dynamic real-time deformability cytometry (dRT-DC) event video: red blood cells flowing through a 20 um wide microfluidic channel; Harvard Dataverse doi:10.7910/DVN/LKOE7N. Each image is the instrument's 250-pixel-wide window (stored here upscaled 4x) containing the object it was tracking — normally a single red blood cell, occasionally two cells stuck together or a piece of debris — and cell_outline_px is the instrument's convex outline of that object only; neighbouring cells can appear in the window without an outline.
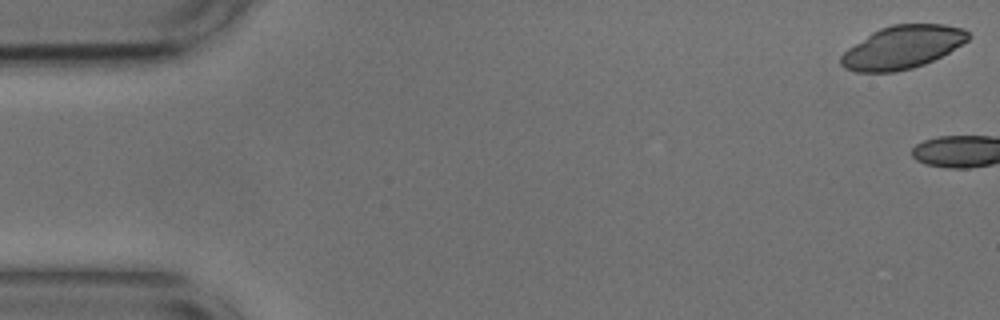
{"species": "common noctule bat (a hibernating species)", "species_latin": "Nyctalus noctula", "temperature_condition": "cold", "stored_images_in_passage": 3, "camera_frame_rate_fps": 3000, "um_per_image_px": 0.085, "animal": {"sex": "male", "body_mass_g": 17.9, "forearm_length_mm": 54.2}, "frame": {"image": 1, "passage_image": 1, "time_ms": 0.0, "image_size_px": [1000, 320], "cell_outline_px": [[972, 36], [968, 40], [948, 52], [924, 64], [912, 68], [896, 72], [856, 72], [844, 68], [840, 64], [840, 56], [848, 48], [872, 32], [880, 28], [892, 24], [944, 24], [964, 28]], "centroid_in_image_um": [76.69, 4.01], "position_along_channel_um": 8.3, "area_um2": 31.85}}